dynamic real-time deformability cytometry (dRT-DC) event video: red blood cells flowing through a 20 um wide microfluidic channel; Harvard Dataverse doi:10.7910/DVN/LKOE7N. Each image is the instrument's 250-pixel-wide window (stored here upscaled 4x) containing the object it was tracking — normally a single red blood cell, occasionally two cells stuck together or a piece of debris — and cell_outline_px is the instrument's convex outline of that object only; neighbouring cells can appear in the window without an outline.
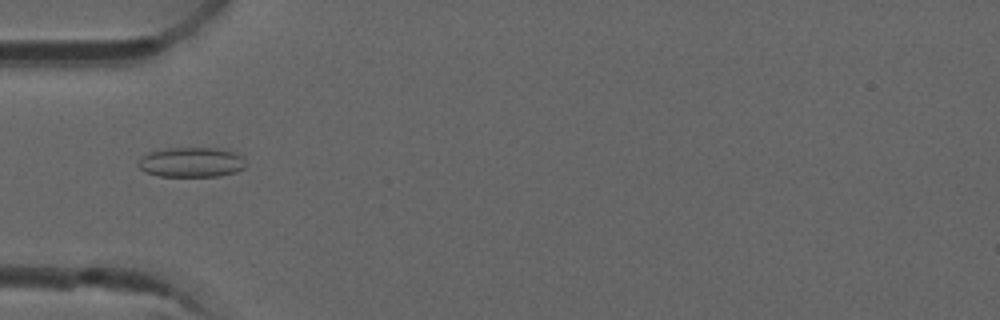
{"species": "common noctule bat (a hibernating species)", "species_latin": "Nyctalus noctula", "temperature_condition": "room temperature", "stored_images_in_passage": 52, "camera_frame_rate_fps": 3000, "um_per_image_px": 0.085, "animal": {"sex": "male", "forearm_length_mm": 52.5}, "frame": {"image": 1, "passage_image": 17, "time_ms": 5.333, "image_size_px": [1000, 320], "cell_outline_px": [[248, 164], [244, 168], [236, 172], [220, 176], [160, 176], [144, 172], [136, 164], [148, 152], [168, 148], [220, 148], [232, 152], [240, 156]], "centroid_in_image_um": [16.27, 13.8], "position_along_channel_um": 68.7, "area_um2": 18.73}}
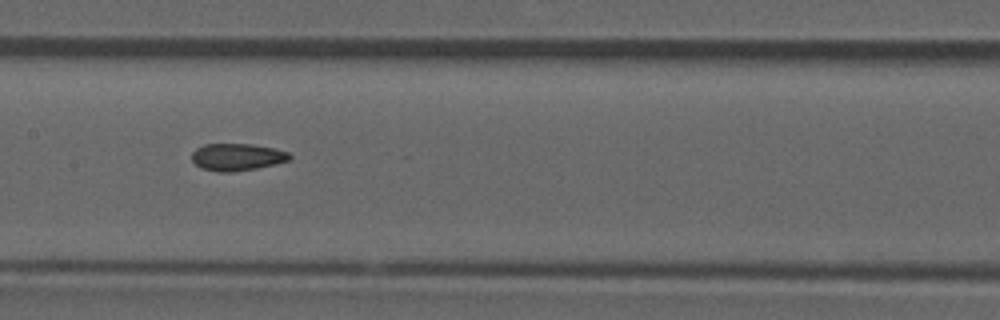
{"frame": {"image": 2, "passage_image": 26, "time_ms": 8.333, "image_size_px": [1000, 320], "cell_outline_px": [[292, 156], [288, 160], [256, 168], [232, 172], [216, 172], [200, 168], [192, 160], [192, 152], [196, 148], [204, 144], [252, 144], [272, 148], [288, 152]], "centroid_in_image_um": [20.09, 13.35], "position_along_channel_um": 187.3, "area_um2": 15.37}}
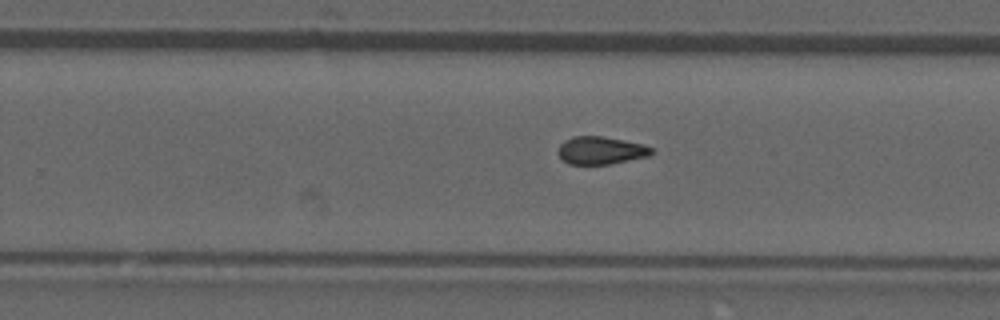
{"frame": {"image": 3, "passage_image": 33, "time_ms": 10.667, "image_size_px": [1000, 320], "cell_outline_px": [[652, 152], [648, 156], [608, 164], [568, 164], [560, 156], [560, 144], [564, 140], [572, 136], [604, 136], [644, 144], [652, 148]], "centroid_in_image_um": [51.07, 12.77], "position_along_channel_um": 278.7, "area_um2": 14.91}, "authors_computed_cell_mechanics": {"area_um2": 15.5193, "velocity_mm_per_s": 3.9371, "shape_relaxation_time_tau1_ms": null, "shape_relaxation_time_tau2_ms": 2.7733, "deformation_change_tau1": null, "deformation_change_tau2": 0.093}}